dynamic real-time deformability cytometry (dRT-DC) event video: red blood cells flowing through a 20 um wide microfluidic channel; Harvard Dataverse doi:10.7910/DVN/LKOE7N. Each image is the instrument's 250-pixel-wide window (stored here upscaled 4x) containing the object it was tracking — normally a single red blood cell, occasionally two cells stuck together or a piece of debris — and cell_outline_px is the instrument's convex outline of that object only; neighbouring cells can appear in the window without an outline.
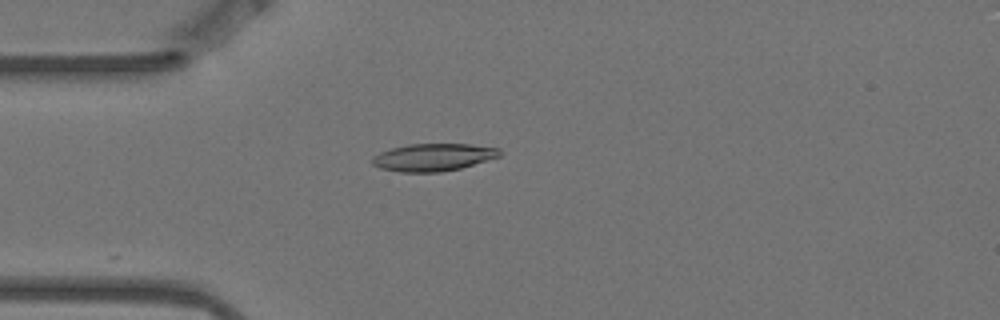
{"species": "Egyptian fruit bat (a non-hibernating species)", "species_latin": "Rousettus aegyptiacus", "temperature_condition": "warm", "stored_images_in_passage": 4, "camera_frame_rate_fps": 3000, "um_per_image_px": 0.085, "animal": {"sex": "female"}, "frame": {"image": 1, "passage_image": 4, "time_ms": 1.0, "image_size_px": [1000, 320], "cell_outline_px": [[500, 156], [460, 168], [440, 172], [400, 172], [380, 168], [372, 164], [372, 156], [380, 152], [392, 148], [408, 144], [472, 144], [500, 148]], "centroid_in_image_um": [36.81, 13.36], "position_along_channel_um": 48.2, "area_um2": 20.35}}